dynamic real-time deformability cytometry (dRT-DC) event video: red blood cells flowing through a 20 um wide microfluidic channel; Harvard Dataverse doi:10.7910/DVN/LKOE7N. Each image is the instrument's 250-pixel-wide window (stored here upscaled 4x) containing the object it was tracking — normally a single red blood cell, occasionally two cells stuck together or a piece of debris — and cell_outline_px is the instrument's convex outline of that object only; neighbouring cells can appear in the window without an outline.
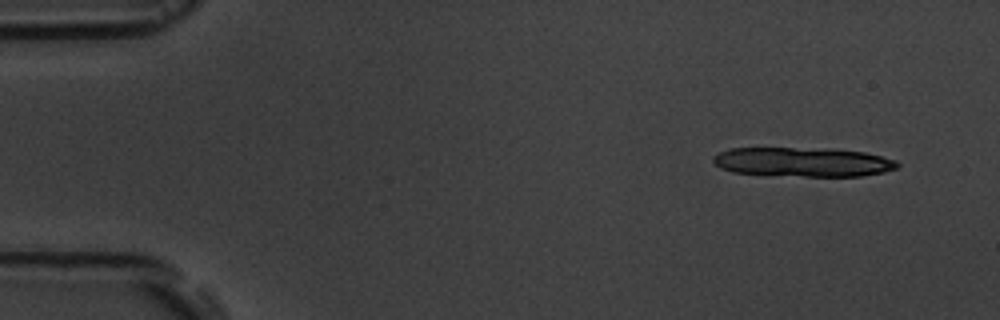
{"species": "common noctule bat (a hibernating species)", "species_latin": "Nyctalus noctula", "temperature_condition": "room temperature", "stored_images_in_passage": 18, "camera_frame_rate_fps": 3000, "um_per_image_px": 0.085, "animal": {"sex": "male", "body_mass_g": 19.5, "forearm_length_mm": 54.6}, "frame": {"image": 1, "passage_image": 2, "time_ms": 1.0, "image_size_px": [1000, 320], "cell_outline_px": [[900, 164], [896, 168], [884, 172], [860, 176], [804, 176], [732, 172], [720, 168], [712, 160], [712, 156], [728, 148], [828, 148], [864, 152], [896, 160]], "centroid_in_image_um": [68.24, 13.76], "position_along_channel_um": 16.8, "area_um2": 31.39}}
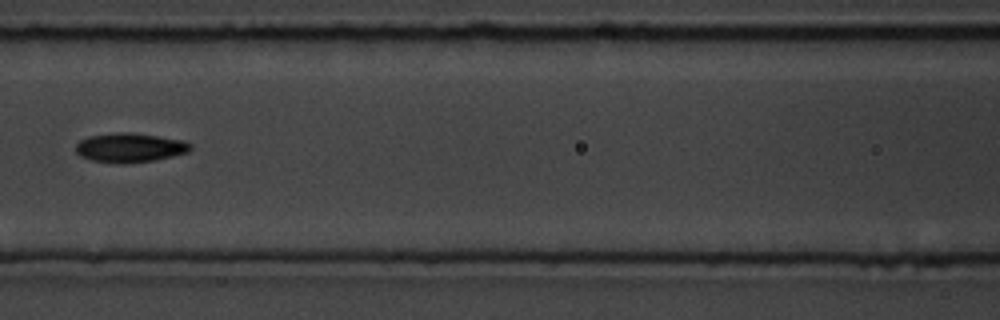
{"frame": {"image": 2, "passage_image": 8, "time_ms": 8.0, "image_size_px": [1000, 320], "cell_outline_px": [[192, 148], [188, 152], [172, 156], [152, 160], [124, 164], [116, 164], [92, 160], [80, 156], [76, 152], [76, 144], [80, 140], [88, 136], [116, 132], [132, 132], [160, 136], [184, 140], [192, 144]], "centroid_in_image_um": [11.04, 12.54], "position_along_channel_um": 155.6, "area_um2": 19.77}}
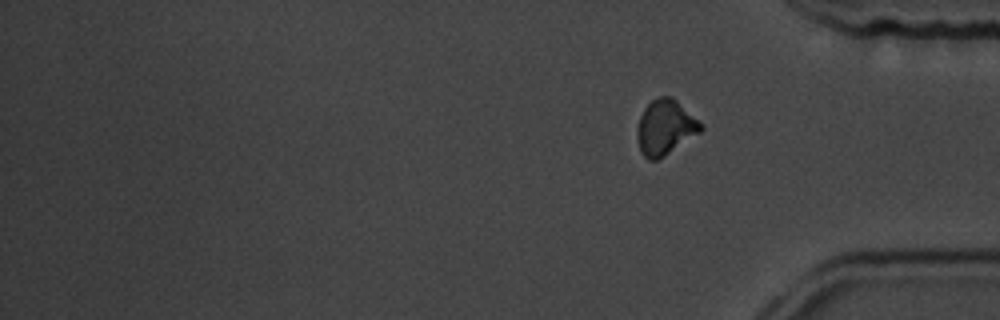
{"frame": {"image": 3, "passage_image": 18, "time_ms": 19.333, "image_size_px": [1000, 320], "cell_outline_px": [[704, 128], [700, 132], [656, 160], [648, 160], [640, 152], [636, 136], [636, 128], [640, 116], [644, 108], [656, 96], [672, 96], [700, 120], [704, 124]], "centroid_in_image_um": [56.53, 10.79], "position_along_channel_um": 378.7, "area_um2": 20.52}, "authors_computed_cell_mechanics": {"area_um2": 19.074, "velocity_mm_per_s": 3.6849, "shape_relaxation_time_tau1_ms": 1.7667, "shape_relaxation_time_tau2_ms": 3.1424, "deformation_change_tau1": 0.1073, "deformation_change_tau2": 0.0912}}